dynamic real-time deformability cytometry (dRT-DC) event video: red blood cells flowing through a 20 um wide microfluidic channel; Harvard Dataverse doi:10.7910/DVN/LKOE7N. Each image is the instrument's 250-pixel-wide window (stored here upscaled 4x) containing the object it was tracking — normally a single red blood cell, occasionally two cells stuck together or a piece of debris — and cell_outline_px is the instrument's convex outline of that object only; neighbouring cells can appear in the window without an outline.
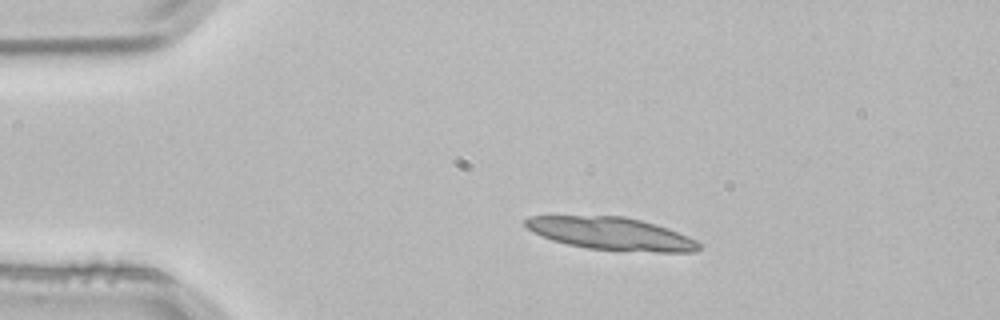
{"species": "common noctule bat (a hibernating species)", "species_latin": "Nyctalus noctula", "temperature_condition": "room temperature", "stored_images_in_passage": 3, "camera_frame_rate_fps": 3000, "um_per_image_px": 0.085, "animal": {"sex": "male", "body_mass_g": 21.5, "forearm_length_mm": 52.0}, "frame": {"image": 1, "passage_image": 1, "time_ms": 0.0, "image_size_px": [1000, 320], "cell_outline_px": [[700, 248], [696, 252], [656, 252], [588, 248], [568, 244], [552, 240], [532, 232], [524, 224], [524, 220], [528, 216], [624, 216], [656, 224], [668, 228], [688, 236], [696, 240], [700, 244]], "centroid_in_image_um": [51.96, 19.85], "position_along_channel_um": 33.0, "area_um2": 32.83}}